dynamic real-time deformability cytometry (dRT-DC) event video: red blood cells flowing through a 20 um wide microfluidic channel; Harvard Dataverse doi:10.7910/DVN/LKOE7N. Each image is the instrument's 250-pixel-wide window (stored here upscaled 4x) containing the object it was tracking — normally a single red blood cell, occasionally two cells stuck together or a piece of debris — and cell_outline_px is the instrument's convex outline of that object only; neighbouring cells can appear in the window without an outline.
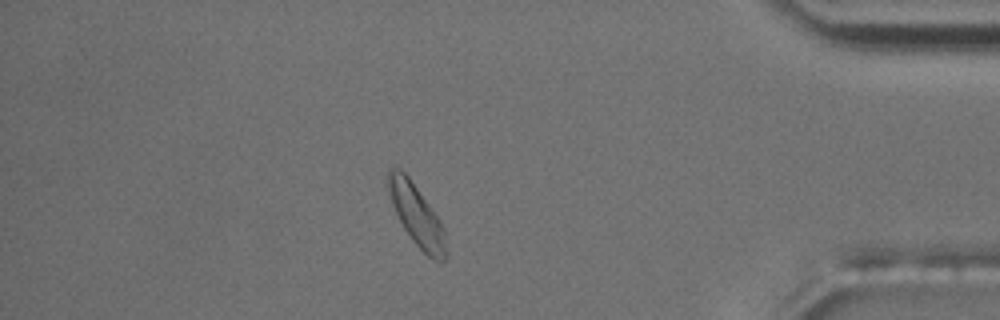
{"species": "common noctule bat (a hibernating species)", "species_latin": "Nyctalus noctula", "temperature_condition": "room temperature", "stored_images_in_passage": 52, "camera_frame_rate_fps": 3000, "um_per_image_px": 0.085, "animal": {"sex": "male", "body_mass_g": 17.5, "forearm_length_mm": 52.3}, "frame": {"image": 1, "passage_image": 45, "time_ms": 14.667, "image_size_px": [1000, 320], "cell_outline_px": [[448, 260], [432, 260], [412, 240], [404, 228], [392, 204], [388, 192], [388, 168], [396, 164], [408, 176], [440, 220], [444, 228], [448, 252]], "centroid_in_image_um": [35.43, 18.29], "position_along_channel_um": 399.8, "area_um2": 20.63}, "authors_computed_cell_mechanics": {"area_um2": 18.8139, "velocity_mm_per_s": 3.63, "shape_relaxation_time_tau1_ms": null, "shape_relaxation_time_tau2_ms": 6.8115, "deformation_change_tau1": null, "deformation_change_tau2": 0.1063}}